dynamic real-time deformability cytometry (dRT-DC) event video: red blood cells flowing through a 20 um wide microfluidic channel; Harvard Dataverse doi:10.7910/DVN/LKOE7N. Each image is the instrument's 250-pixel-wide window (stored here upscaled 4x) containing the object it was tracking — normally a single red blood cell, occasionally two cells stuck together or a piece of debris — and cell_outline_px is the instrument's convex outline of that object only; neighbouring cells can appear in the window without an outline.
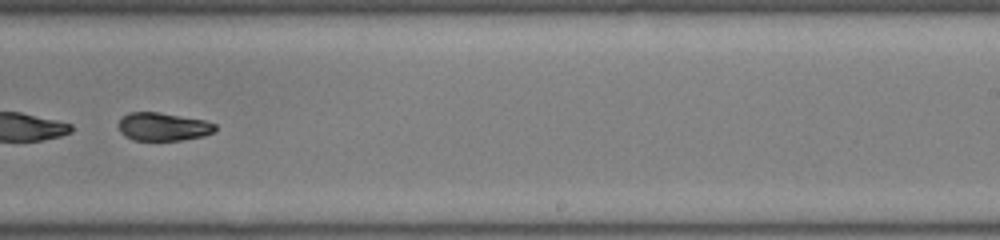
{"species": "common noctule bat (a hibernating species)", "species_latin": "Nyctalus noctula", "temperature_condition": "room temperature", "stored_images_in_passage": 51, "segment_of_instrument_passage": [2, 2], "camera_frame_rate_fps": 3000, "um_per_image_px": 0.085, "animal": {"sex": "male", "body_mass_g": 19.0, "forearm_length_mm": 50.8}, "frame": {"image": 1, "passage_image": 33, "time_ms": 10.667, "image_size_px": [1000, 240], "cell_outline_px": [[216, 132], [204, 136], [180, 140], [132, 140], [124, 136], [120, 132], [116, 124], [120, 116], [128, 112], [160, 112], [204, 120], [216, 124]], "centroid_in_image_um": [13.81, 10.76], "position_along_channel_um": 275.2, "area_um2": 16.24}}
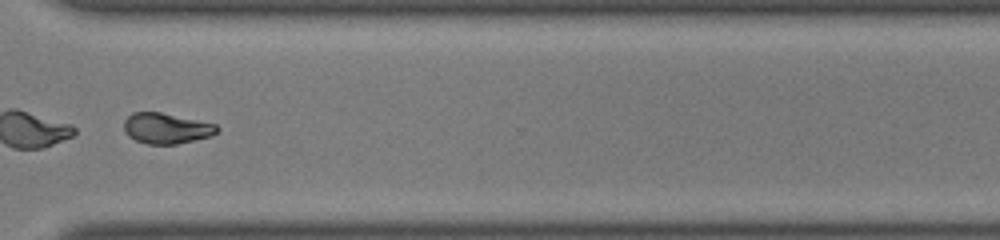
{"frame": {"image": 2, "passage_image": 39, "time_ms": 12.667, "image_size_px": [1000, 240], "cell_outline_px": [[220, 128], [212, 136], [176, 144], [148, 144], [136, 140], [128, 136], [124, 132], [124, 120], [132, 112], [160, 112], [216, 124]], "centroid_in_image_um": [14.12, 10.91], "position_along_channel_um": 356.5, "area_um2": 16.59}}